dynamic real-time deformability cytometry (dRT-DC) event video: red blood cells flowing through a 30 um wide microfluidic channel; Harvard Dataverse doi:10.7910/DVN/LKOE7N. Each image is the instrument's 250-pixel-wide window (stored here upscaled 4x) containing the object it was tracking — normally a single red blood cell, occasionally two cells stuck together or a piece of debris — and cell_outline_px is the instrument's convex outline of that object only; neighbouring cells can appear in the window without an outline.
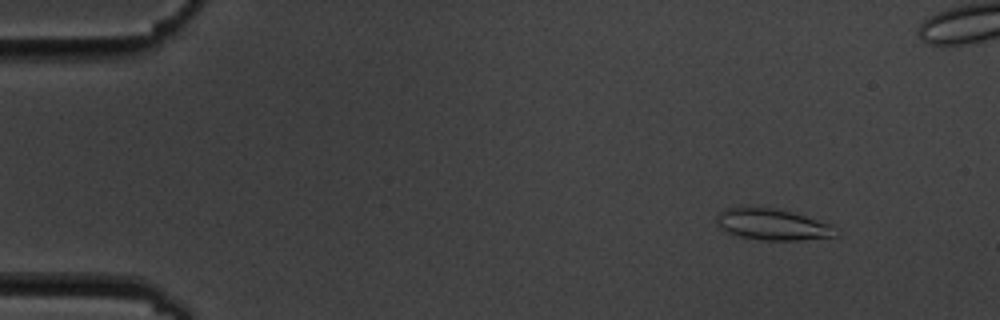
{"species": "common noctule bat (a hibernating species)", "species_latin": "Nyctalus noctula", "temperature_condition": "cold", "stored_images_in_passage": 6, "camera_frame_rate_fps": 3000, "um_per_image_px": 0.085, "animal": {"sex": "male", "body_mass_g": 19.5, "forearm_length_mm": 54.6}, "frame": {"image": 1, "passage_image": 2, "time_ms": 2.0, "image_size_px": [1000, 320], "cell_outline_px": [[840, 236], [800, 240], [764, 240], [740, 236], [728, 232], [720, 228], [716, 224], [716, 216], [724, 208], [740, 204], [776, 208], [792, 212], [832, 224], [840, 232]], "centroid_in_image_um": [65.65, 19.04], "position_along_channel_um": 19.4, "area_um2": 22.48}}